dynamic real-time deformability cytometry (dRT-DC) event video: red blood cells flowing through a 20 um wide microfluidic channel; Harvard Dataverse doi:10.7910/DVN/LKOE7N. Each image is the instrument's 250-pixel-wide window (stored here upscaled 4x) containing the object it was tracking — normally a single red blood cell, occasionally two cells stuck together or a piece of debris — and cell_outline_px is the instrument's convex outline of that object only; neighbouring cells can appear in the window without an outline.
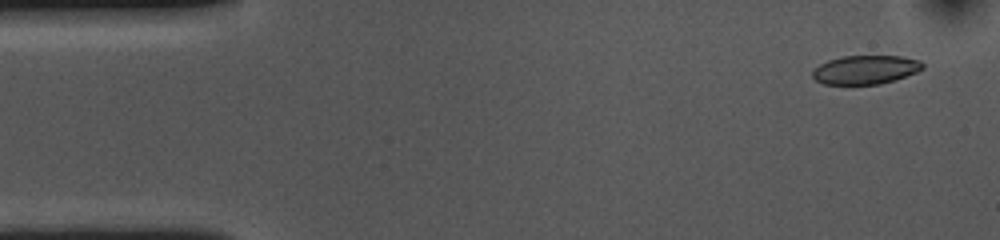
{"species": "common noctule bat (a hibernating species)", "species_latin": "Nyctalus noctula", "temperature_condition": "cold", "stored_images_in_passage": 55, "camera_frame_rate_fps": 3000, "um_per_image_px": 0.085, "animal": {"sex": "female", "body_mass_g": 10.0, "forearm_length_mm": 53.1}, "frame": {"image": 1, "passage_image": 3, "time_ms": 0.667, "image_size_px": [1000, 240], "cell_outline_px": [[924, 68], [916, 72], [880, 84], [824, 84], [816, 80], [812, 76], [812, 68], [828, 60], [844, 56], [900, 56], [920, 60], [924, 64]], "centroid_in_image_um": [73.54, 5.92], "position_along_channel_um": 11.5, "area_um2": 18.38}}
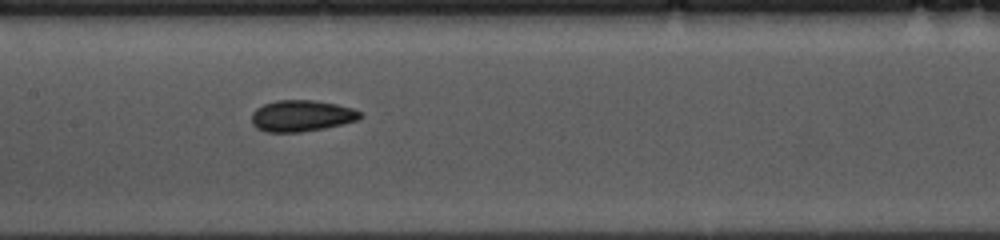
{"frame": {"image": 2, "passage_image": 25, "time_ms": 8.0, "image_size_px": [1000, 240], "cell_outline_px": [[364, 116], [360, 120], [324, 128], [300, 132], [268, 132], [256, 128], [252, 124], [252, 112], [256, 108], [264, 104], [276, 100], [316, 100], [336, 104], [352, 108], [364, 112]], "centroid_in_image_um": [25.67, 9.84], "position_along_channel_um": 181.7, "area_um2": 20.06}}
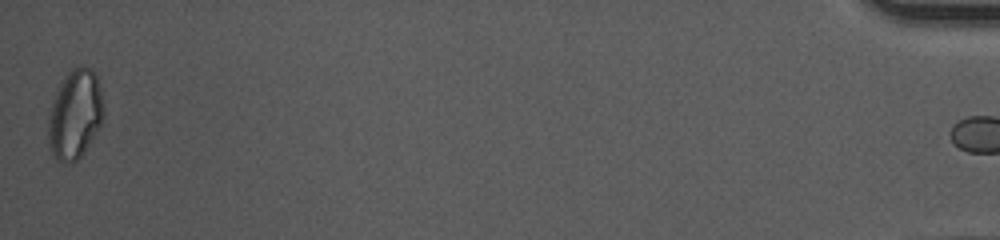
{"frame": {"image": 3, "passage_image": 54, "time_ms": 17.667, "image_size_px": [1000, 240], "cell_outline_px": [[104, 116], [100, 124], [84, 152], [76, 160], [56, 160], [52, 156], [48, 148], [48, 116], [56, 92], [64, 76], [72, 68], [80, 64], [84, 64], [92, 68], [96, 76], [100, 88], [104, 108]], "centroid_in_image_um": [6.36, 9.67], "position_along_channel_um": 428.8, "area_um2": 28.73}, "authors_computed_cell_mechanics": {"area_um2": 19.7676, "velocity_mm_per_s": 3.6026, "shape_relaxation_time_tau1_ms": 8.0622, "shape_relaxation_time_tau2_ms": 2.9766, "deformation_change_tau1": 0.1531, "deformation_change_tau2": 0.0775}}